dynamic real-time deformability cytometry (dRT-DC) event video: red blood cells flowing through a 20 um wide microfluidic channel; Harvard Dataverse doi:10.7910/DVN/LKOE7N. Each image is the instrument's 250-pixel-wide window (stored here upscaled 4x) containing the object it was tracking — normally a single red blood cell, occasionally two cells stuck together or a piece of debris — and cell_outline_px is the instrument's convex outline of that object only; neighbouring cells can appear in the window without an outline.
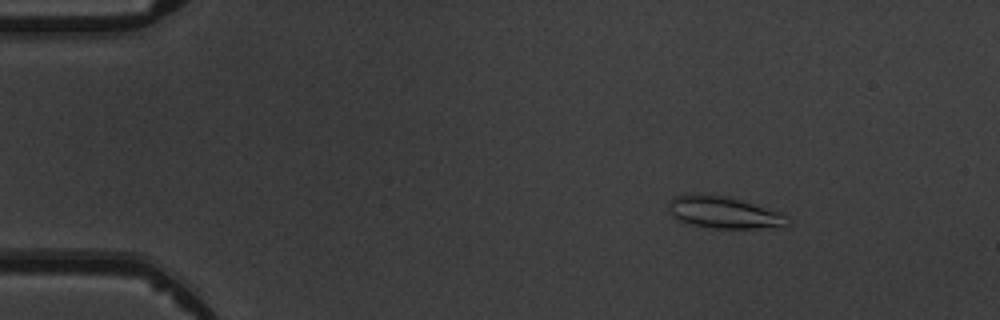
{"species": "common noctule bat (a hibernating species)", "species_latin": "Nyctalus noctula", "temperature_condition": "warm", "stored_images_in_passage": 5, "camera_frame_rate_fps": 3000, "um_per_image_px": 0.085, "animal": {"sex": "male", "body_mass_g": 19.5, "forearm_length_mm": 54.6}, "frame": {"image": 1, "passage_image": 3, "time_ms": 2.333, "image_size_px": [1000, 320], "cell_outline_px": [[788, 224], [756, 228], [712, 228], [688, 224], [680, 220], [668, 208], [668, 204], [676, 196], [684, 192], [704, 192], [732, 196], [780, 212], [784, 216]], "centroid_in_image_um": [61.44, 17.99], "position_along_channel_um": 23.6, "area_um2": 22.25}}